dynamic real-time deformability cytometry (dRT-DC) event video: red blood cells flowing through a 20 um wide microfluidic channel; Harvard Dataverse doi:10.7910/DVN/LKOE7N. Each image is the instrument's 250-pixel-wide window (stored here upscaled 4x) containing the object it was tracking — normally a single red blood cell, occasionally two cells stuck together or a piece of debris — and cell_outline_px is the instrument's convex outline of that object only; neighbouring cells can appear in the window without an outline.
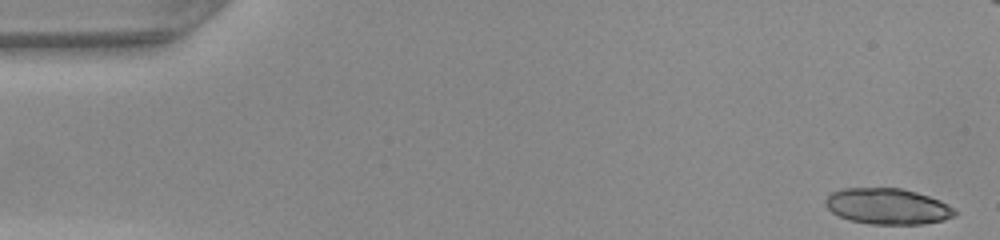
{"species": "common noctule bat (a hibernating species)", "species_latin": "Nyctalus noctula", "temperature_condition": "warm", "stored_images_in_passage": 49, "segment_of_instrument_passage": [1, 2], "camera_frame_rate_fps": 3000, "um_per_image_px": 0.085, "animal": {"sex": "female", "body_mass_g": 22.0, "forearm_length_mm": 56.7}, "frame": {"image": 1, "passage_image": 1, "time_ms": 0.0, "image_size_px": [1000, 240], "cell_outline_px": [[956, 216], [944, 220], [924, 224], [868, 224], [848, 220], [832, 212], [824, 204], [824, 200], [832, 192], [844, 188], [900, 188], [916, 192], [940, 200], [948, 204], [956, 212]], "centroid_in_image_um": [75.44, 17.54], "position_along_channel_um": 9.6, "area_um2": 27.17}}
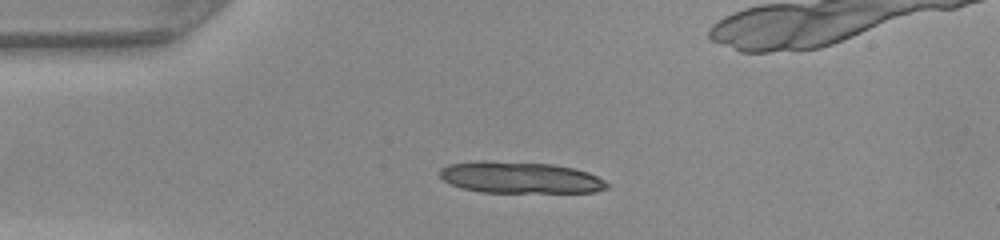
{"frame": {"image": 2, "passage_image": 11, "time_ms": 3.333, "image_size_px": [1000, 240], "cell_outline_px": [[612, 184], [608, 188], [596, 192], [480, 192], [460, 188], [444, 180], [440, 176], [440, 168], [448, 164], [476, 160], [484, 160], [552, 164], [572, 168], [588, 172]], "centroid_in_image_um": [44.2, 15.09], "position_along_channel_um": 40.8, "area_um2": 30.92}}